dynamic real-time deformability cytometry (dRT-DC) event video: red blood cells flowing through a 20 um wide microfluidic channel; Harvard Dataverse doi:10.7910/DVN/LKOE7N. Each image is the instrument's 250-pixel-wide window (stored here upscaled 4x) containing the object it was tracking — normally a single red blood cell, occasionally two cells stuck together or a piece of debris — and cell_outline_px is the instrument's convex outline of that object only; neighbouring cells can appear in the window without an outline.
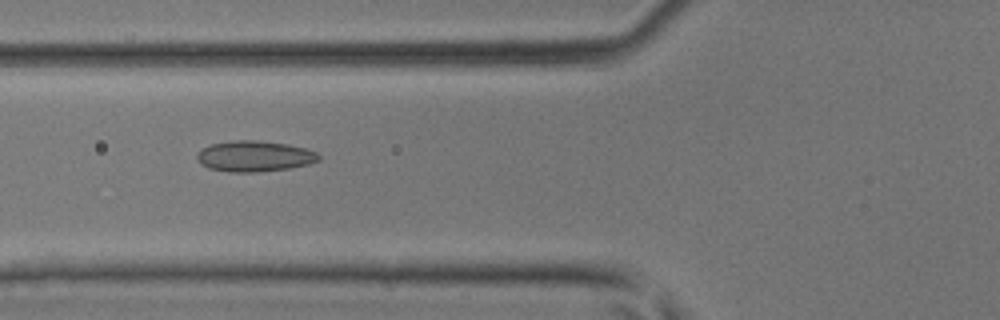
{"species": "common noctule bat (a hibernating species)", "species_latin": "Nyctalus noctula", "temperature_condition": "room temperature", "stored_images_in_passage": 39, "camera_frame_rate_fps": 3000, "um_per_image_px": 0.085, "animal": {"sex": "male", "body_mass_g": 17.9, "forearm_length_mm": 54.2}, "frame": {"image": 1, "passage_image": 12, "time_ms": 3.667, "image_size_px": [1000, 320], "cell_outline_px": [[320, 160], [308, 164], [288, 168], [256, 172], [228, 172], [208, 168], [200, 164], [196, 160], [196, 152], [208, 144], [232, 140], [256, 140], [288, 144], [304, 148], [316, 152], [320, 156]], "centroid_in_image_um": [21.56, 13.27], "position_along_channel_um": 104.2, "area_um2": 22.08}}
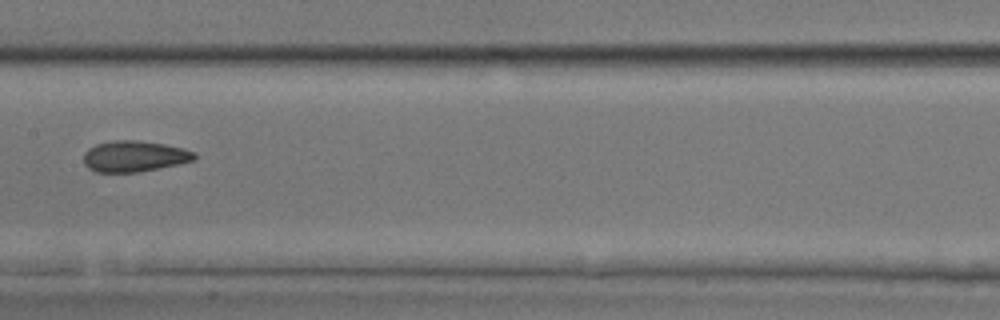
{"frame": {"image": 2, "passage_image": 18, "time_ms": 5.667, "image_size_px": [1000, 320], "cell_outline_px": [[196, 160], [180, 164], [136, 172], [96, 172], [88, 168], [84, 164], [84, 152], [88, 148], [96, 144], [112, 140], [136, 140], [164, 144], [184, 148], [196, 152]], "centroid_in_image_um": [11.43, 13.28], "position_along_channel_um": 196.0, "area_um2": 20.17}}
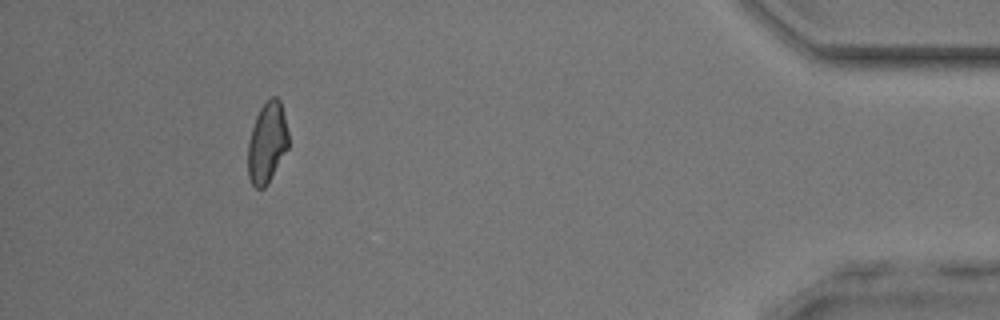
{"frame": {"image": 3, "passage_image": 36, "time_ms": 11.667, "image_size_px": [1000, 320], "cell_outline_px": [[288, 148], [264, 188], [256, 188], [252, 184], [248, 176], [248, 144], [252, 128], [256, 116], [260, 108], [272, 96], [276, 96], [280, 100], [288, 132]], "centroid_in_image_um": [22.7, 12.12], "position_along_channel_um": 412.5, "area_um2": 18.73}}